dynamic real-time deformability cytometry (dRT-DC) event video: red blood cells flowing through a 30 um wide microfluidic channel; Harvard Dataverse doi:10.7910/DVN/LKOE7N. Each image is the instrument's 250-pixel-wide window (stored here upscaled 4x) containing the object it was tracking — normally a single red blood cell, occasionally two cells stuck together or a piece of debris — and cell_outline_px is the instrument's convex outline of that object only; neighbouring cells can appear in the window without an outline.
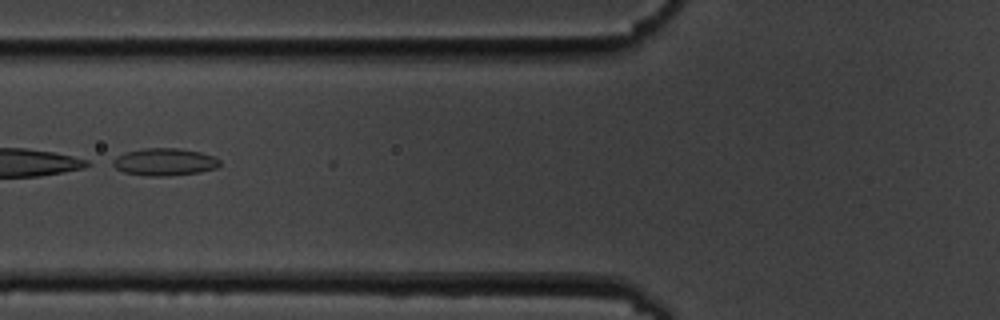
{"species": "common noctule bat (a hibernating species)", "species_latin": "Nyctalus noctula", "temperature_condition": "cold", "stored_images_in_passage": 6, "camera_frame_rate_fps": 3000, "um_per_image_px": 0.085, "animal": {"sex": "male", "body_mass_g": 19.5, "forearm_length_mm": 54.6}, "frame": {"image": 1, "passage_image": 3, "time_ms": 2.333, "image_size_px": [1000, 320], "cell_outline_px": [[220, 164], [216, 168], [200, 172], [168, 176], [144, 176], [124, 172], [108, 164], [116, 156], [124, 152], [144, 148], [176, 148], [200, 152], [212, 156], [220, 160]], "centroid_in_image_um": [13.92, 13.77], "position_along_channel_um": 111.9, "area_um2": 17.22}}
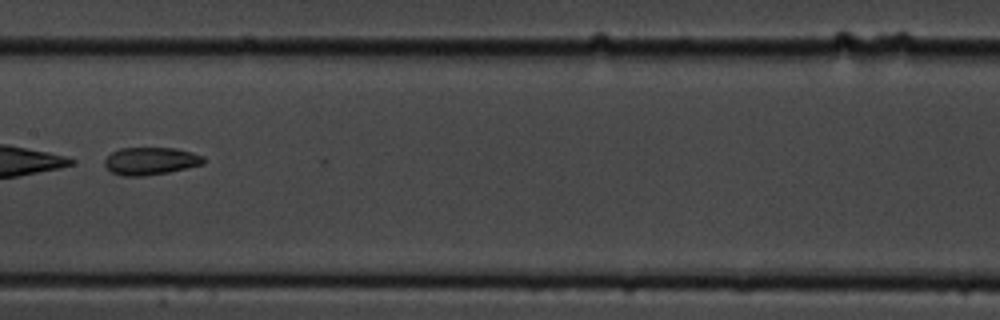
{"frame": {"image": 2, "passage_image": 5, "time_ms": 4.667, "image_size_px": [1000, 320], "cell_outline_px": [[204, 164], [168, 172], [144, 176], [124, 176], [112, 172], [104, 164], [104, 160], [112, 152], [120, 148], [176, 148], [192, 152], [204, 156]], "centroid_in_image_um": [12.81, 13.68], "position_along_channel_um": 194.6, "area_um2": 15.84}}